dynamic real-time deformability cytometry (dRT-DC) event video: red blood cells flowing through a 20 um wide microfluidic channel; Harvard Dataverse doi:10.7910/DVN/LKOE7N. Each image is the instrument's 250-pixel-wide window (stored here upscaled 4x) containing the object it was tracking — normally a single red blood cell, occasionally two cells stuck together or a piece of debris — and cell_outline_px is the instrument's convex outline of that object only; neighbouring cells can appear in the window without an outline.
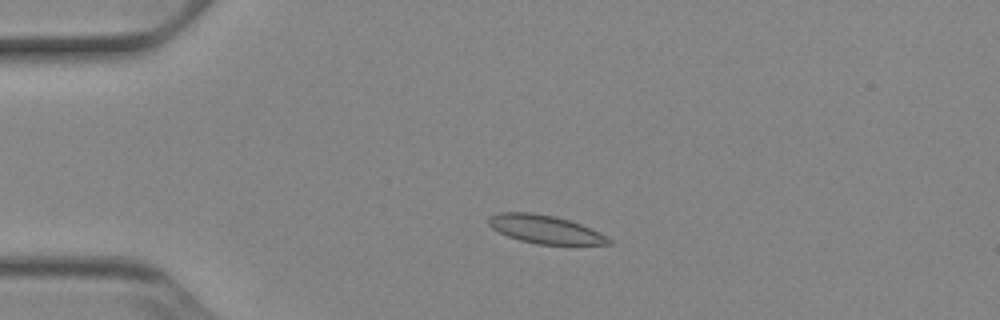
{"species": "Egyptian fruit bat (a non-hibernating species)", "species_latin": "Rousettus aegyptiacus", "temperature_condition": "cold", "stored_images_in_passage": 41, "camera_frame_rate_fps": 3000, "um_per_image_px": 0.085, "animal": {"sex": "female"}, "frame": {"image": 1, "passage_image": 1, "time_ms": 0.0, "image_size_px": [1000, 320], "cell_outline_px": [[612, 244], [536, 244], [520, 240], [508, 236], [492, 228], [488, 224], [488, 216], [500, 212], [528, 212], [552, 216], [568, 220], [580, 224], [600, 232], [612, 240]], "centroid_in_image_um": [46.31, 19.49], "position_along_channel_um": 38.7, "area_um2": 19.54}}
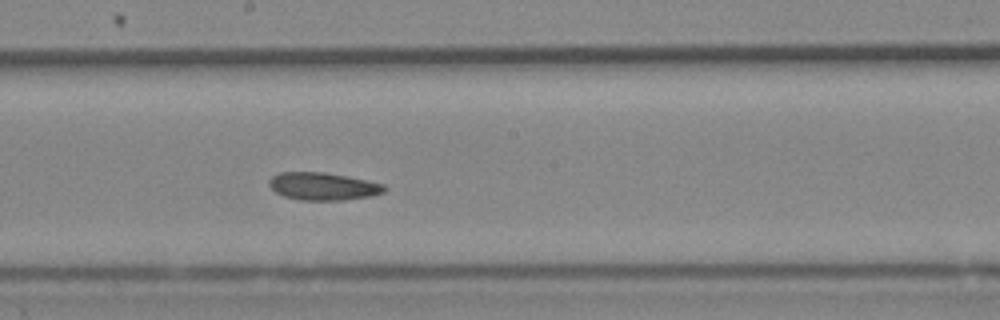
{"frame": {"image": 2, "passage_image": 18, "time_ms": 5.667, "image_size_px": [1000, 320], "cell_outline_px": [[388, 188], [384, 192], [368, 196], [344, 200], [300, 200], [284, 196], [276, 192], [268, 184], [268, 180], [272, 176], [280, 172], [324, 172], [368, 180], [384, 184]], "centroid_in_image_um": [27.46, 15.83], "position_along_channel_um": 220.7, "area_um2": 18.55}}
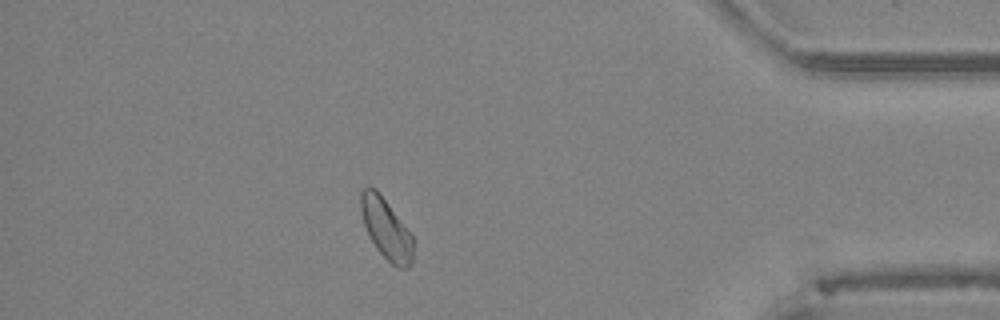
{"frame": {"image": 3, "passage_image": 35, "time_ms": 11.333, "image_size_px": [1000, 320], "cell_outline_px": [[412, 264], [408, 268], [400, 268], [392, 264], [376, 248], [368, 236], [364, 224], [360, 208], [360, 192], [364, 188], [376, 188], [412, 232]], "centroid_in_image_um": [32.83, 19.43], "position_along_channel_um": 402.4, "area_um2": 18.61}, "authors_computed_cell_mechanics": {"area_um2": 18.6694, "velocity_mm_per_s": 3.8555, "shape_relaxation_time_tau1_ms": 5.2013, "shape_relaxation_time_tau2_ms": 3.9057, "deformation_change_tau1": 0.0998, "deformation_change_tau2": 0.0967}}